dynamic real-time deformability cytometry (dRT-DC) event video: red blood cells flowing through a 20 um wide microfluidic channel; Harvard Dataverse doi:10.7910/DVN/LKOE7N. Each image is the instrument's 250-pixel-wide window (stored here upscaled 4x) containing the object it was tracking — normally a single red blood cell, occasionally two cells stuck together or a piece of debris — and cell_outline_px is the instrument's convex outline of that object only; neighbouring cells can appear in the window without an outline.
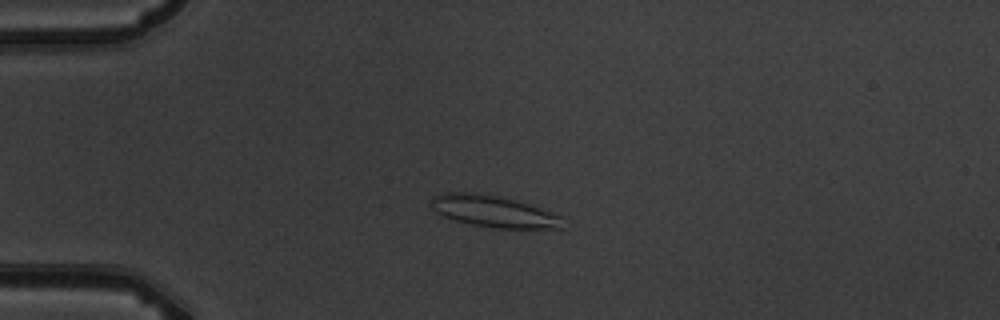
{"species": "common noctule bat (a hibernating species)", "species_latin": "Nyctalus noctula", "temperature_condition": "warm", "stored_images_in_passage": 5, "camera_frame_rate_fps": 3000, "um_per_image_px": 0.085, "animal": {"sex": "male", "body_mass_g": 19.5, "forearm_length_mm": 54.6}, "frame": {"image": 1, "passage_image": 4, "time_ms": 4.667, "image_size_px": [1000, 320], "cell_outline_px": [[564, 228], [496, 228], [472, 224], [456, 220], [444, 216], [436, 212], [428, 204], [428, 200], [432, 196], [440, 192], [476, 192], [500, 196], [516, 200], [564, 216]], "centroid_in_image_um": [41.93, 17.94], "position_along_channel_um": 43.1, "area_um2": 24.62}}